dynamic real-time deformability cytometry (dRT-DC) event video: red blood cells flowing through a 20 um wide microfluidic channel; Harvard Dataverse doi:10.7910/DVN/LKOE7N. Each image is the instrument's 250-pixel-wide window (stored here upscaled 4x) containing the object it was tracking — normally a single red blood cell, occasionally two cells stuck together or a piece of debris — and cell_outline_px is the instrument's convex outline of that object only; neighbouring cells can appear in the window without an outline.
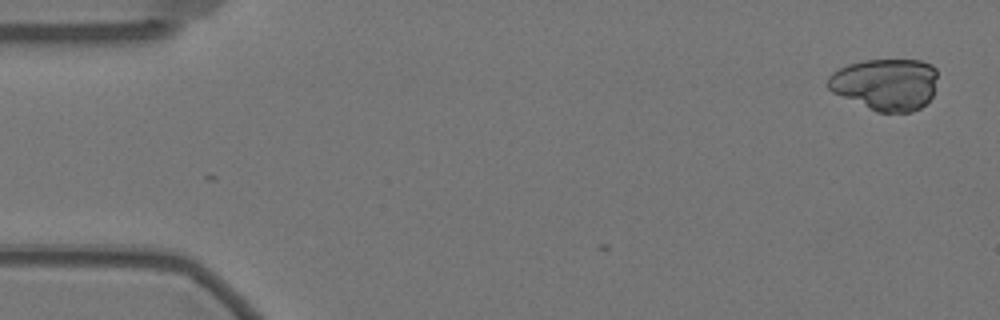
{"species": "Egyptian fruit bat (a non-hibernating species)", "species_latin": "Rousettus aegyptiacus", "temperature_condition": "warm", "stored_images_in_passage": 4, "camera_frame_rate_fps": 3000, "um_per_image_px": 0.085, "animal": {"sex": "female"}, "frame": {"image": 1, "passage_image": 1, "time_ms": 0.0, "image_size_px": [1000, 320], "cell_outline_px": [[936, 76], [932, 96], [920, 108], [912, 112], [876, 112], [832, 92], [828, 88], [828, 76], [832, 72], [848, 64], [864, 60], [920, 60], [932, 64], [936, 68]], "centroid_in_image_um": [75.26, 7.16], "position_along_channel_um": 9.7, "area_um2": 33.12}}